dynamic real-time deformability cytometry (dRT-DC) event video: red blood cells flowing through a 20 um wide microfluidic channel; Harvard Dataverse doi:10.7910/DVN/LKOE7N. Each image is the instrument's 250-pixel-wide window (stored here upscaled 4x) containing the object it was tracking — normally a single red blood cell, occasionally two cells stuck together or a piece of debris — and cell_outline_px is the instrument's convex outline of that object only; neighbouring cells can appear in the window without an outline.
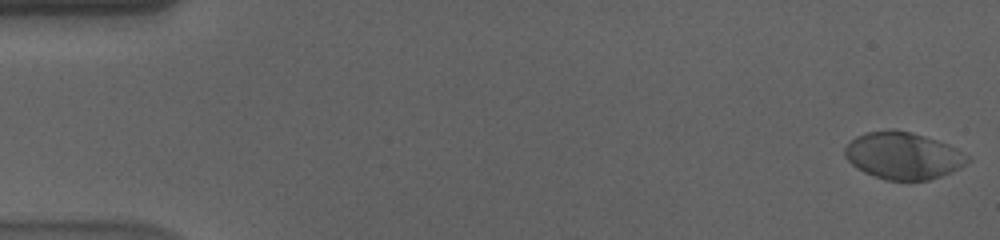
{"species": "human", "species_latin": "Homo sapiens", "temperature_condition": "cold", "stored_images_in_passage": 57, "camera_frame_rate_fps": 3000, "um_per_image_px": 0.085, "donor": {"sex": "male"}, "frame": {"image": 1, "passage_image": 1, "time_ms": 0.0, "image_size_px": [1000, 240], "cell_outline_px": [[972, 160], [960, 168], [952, 172], [928, 180], [884, 180], [864, 172], [856, 168], [844, 156], [844, 148], [856, 136], [864, 132], [892, 128], [912, 132], [948, 144], [956, 148], [968, 156]], "centroid_in_image_um": [76.76, 13.22], "position_along_channel_um": 8.2, "area_um2": 33.87}}
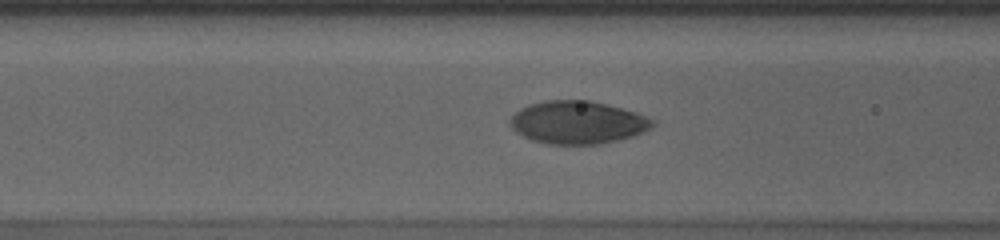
{"frame": {"image": 2, "passage_image": 23, "time_ms": 7.333, "image_size_px": [1000, 240], "cell_outline_px": [[656, 124], [652, 128], [644, 132], [632, 136], [600, 144], [548, 144], [532, 140], [516, 132], [508, 124], [508, 120], [520, 108], [528, 104], [544, 100], [588, 100], [608, 104], [636, 112], [648, 116], [656, 120]], "centroid_in_image_um": [49.11, 10.39], "position_along_channel_um": 117.5, "area_um2": 35.89}}
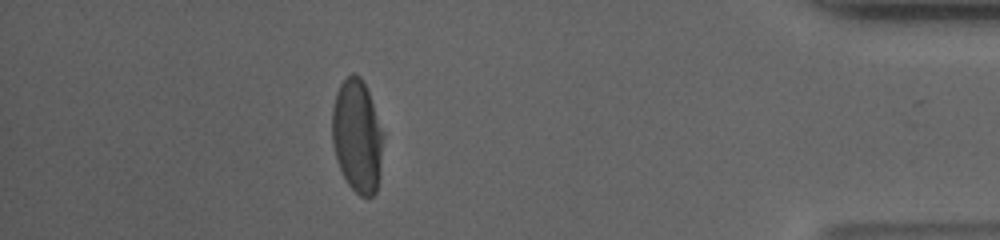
{"frame": {"image": 3, "passage_image": 51, "time_ms": 16.667, "image_size_px": [1000, 240], "cell_outline_px": [[384, 136], [380, 176], [376, 192], [372, 196], [360, 196], [348, 184], [336, 160], [332, 144], [332, 108], [336, 92], [340, 84], [352, 72], [360, 76], [368, 92], [384, 132]], "centroid_in_image_um": [30.37, 11.57], "position_along_channel_um": 404.8, "area_um2": 33.93}, "authors_computed_cell_mechanics": {"area_um2": 34.68, "velocity_mm_per_s": 3.5614, "shape_relaxation_time_tau1_ms": 3.9444, "shape_relaxation_time_tau2_ms": null, "deformation_change_tau1": 0.1638, "deformation_change_tau2": null}}